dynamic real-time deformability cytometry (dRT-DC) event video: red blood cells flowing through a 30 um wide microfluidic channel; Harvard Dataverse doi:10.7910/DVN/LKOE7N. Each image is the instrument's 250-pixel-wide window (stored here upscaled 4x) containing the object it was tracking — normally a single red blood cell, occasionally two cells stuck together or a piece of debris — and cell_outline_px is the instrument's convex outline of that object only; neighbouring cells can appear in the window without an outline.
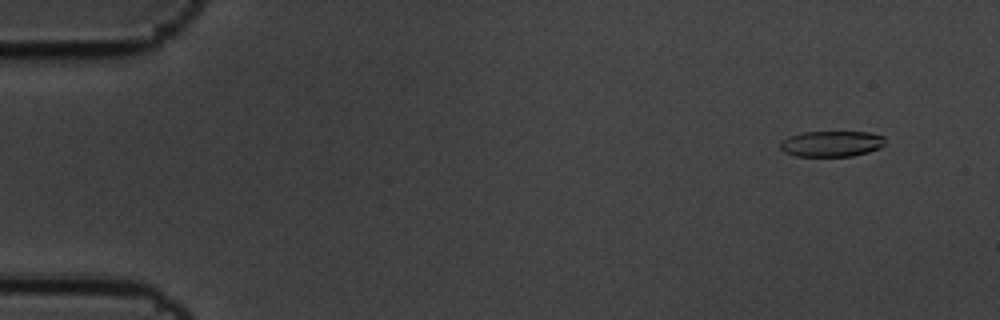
{"species": "common noctule bat (a hibernating species)", "species_latin": "Nyctalus noctula", "temperature_condition": "cold", "stored_images_in_passage": 6, "camera_frame_rate_fps": 3000, "um_per_image_px": 0.085, "animal": {"sex": "male", "body_mass_g": 19.5, "forearm_length_mm": 54.6}, "frame": {"image": 1, "passage_image": 2, "time_ms": 0.333, "image_size_px": [1000, 320], "cell_outline_px": [[884, 144], [880, 148], [868, 152], [852, 156], [796, 156], [784, 152], [780, 148], [780, 144], [788, 136], [804, 132], [872, 132], [884, 136]], "centroid_in_image_um": [70.7, 12.22], "position_along_channel_um": 14.3, "area_um2": 15.78}}
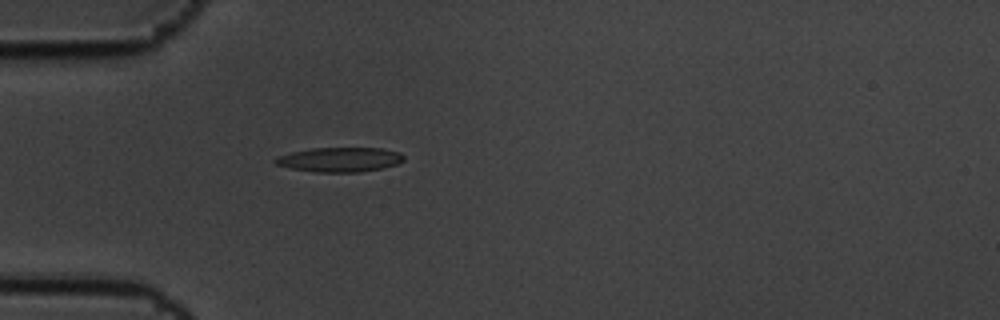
{"frame": {"image": 2, "passage_image": 6, "time_ms": 1.667, "image_size_px": [1000, 320], "cell_outline_px": [[404, 160], [396, 164], [380, 168], [360, 172], [316, 172], [288, 168], [276, 164], [272, 160], [276, 156], [292, 152], [312, 148], [380, 148], [400, 152], [404, 156]], "centroid_in_image_um": [28.84, 13.56], "position_along_channel_um": 56.2, "area_um2": 18.38}}